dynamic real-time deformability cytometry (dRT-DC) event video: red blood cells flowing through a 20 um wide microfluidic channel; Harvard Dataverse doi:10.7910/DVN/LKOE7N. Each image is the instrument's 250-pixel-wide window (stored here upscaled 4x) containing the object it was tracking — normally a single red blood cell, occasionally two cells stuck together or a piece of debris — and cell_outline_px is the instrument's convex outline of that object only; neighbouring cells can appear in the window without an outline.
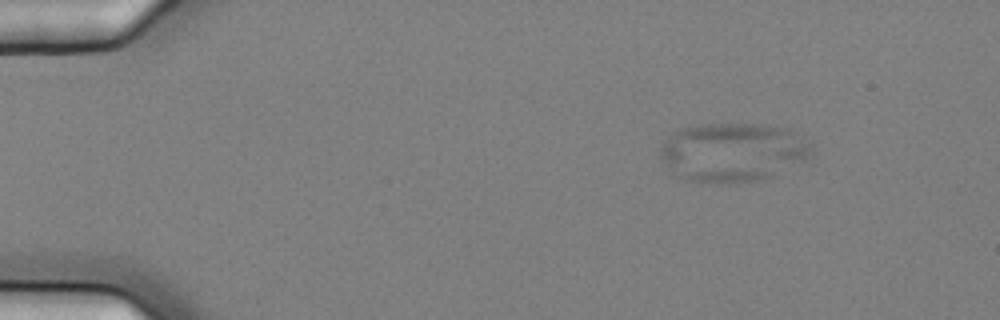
{"species": "common noctule bat (a hibernating species)", "species_latin": "Nyctalus noctula", "temperature_condition": "cold", "stored_images_in_passage": 5, "camera_frame_rate_fps": 3000, "um_per_image_px": 0.085, "animal": {"sex": "female", "body_mass_g": 25.1}, "frame": {"image": 1, "passage_image": 3, "time_ms": 0.667, "image_size_px": [1000, 320], "cell_outline_px": [[812, 152], [808, 156], [772, 176], [752, 180], [720, 184], [700, 184], [676, 176], [660, 160], [660, 148], [672, 132], [684, 128], [704, 124], [760, 124], [788, 128], [812, 144]], "centroid_in_image_um": [62.22, 12.94], "position_along_channel_um": 22.8, "area_um2": 51.79}}
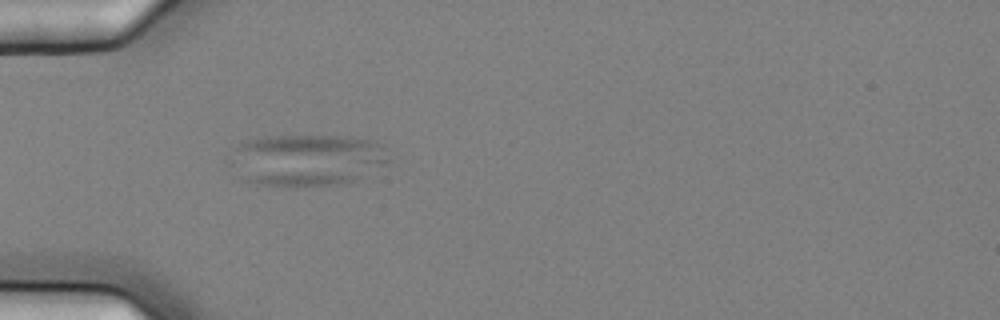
{"frame": {"image": 2, "passage_image": 5, "time_ms": 1.333, "image_size_px": [1000, 320], "cell_outline_px": [[392, 160], [388, 164], [356, 180], [336, 184], [304, 188], [256, 184], [244, 180], [224, 164], [224, 156], [240, 144], [248, 140], [264, 136], [344, 136], [376, 140], [380, 144]], "centroid_in_image_um": [25.99, 13.61], "position_along_channel_um": 59.0, "area_um2": 49.59}}